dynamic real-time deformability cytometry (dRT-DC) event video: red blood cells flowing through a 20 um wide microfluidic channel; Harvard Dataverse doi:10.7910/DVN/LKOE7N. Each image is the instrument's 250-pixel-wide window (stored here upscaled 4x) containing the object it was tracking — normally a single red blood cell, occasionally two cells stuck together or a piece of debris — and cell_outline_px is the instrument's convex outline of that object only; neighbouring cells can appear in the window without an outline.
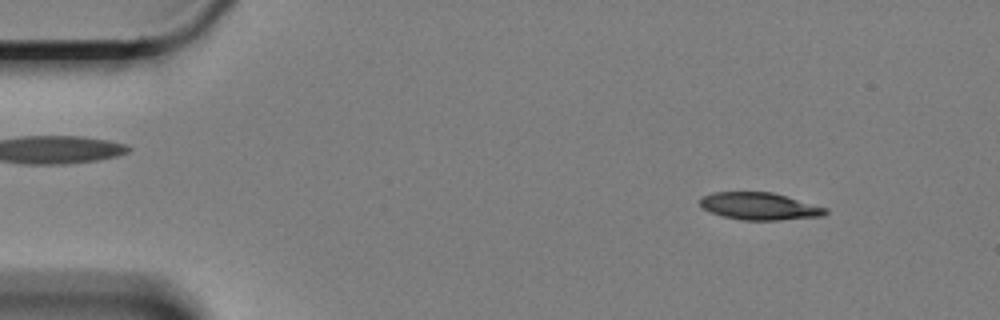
{"species": "Egyptian fruit bat (a non-hibernating species)", "species_latin": "Rousettus aegyptiacus", "temperature_condition": "cold", "stored_images_in_passage": 10, "camera_frame_rate_fps": 3000, "um_per_image_px": 0.085, "animal": {"sex": "female"}, "frame": {"image": 1, "passage_image": 6, "time_ms": 1.667, "image_size_px": [1000, 320], "cell_outline_px": [[828, 212], [824, 216], [780, 220], [740, 220], [724, 216], [712, 212], [704, 208], [700, 204], [700, 200], [704, 196], [712, 192], [772, 192], [828, 208]], "centroid_in_image_um": [64.6, 17.53], "position_along_channel_um": 20.4, "area_um2": 19.83}}